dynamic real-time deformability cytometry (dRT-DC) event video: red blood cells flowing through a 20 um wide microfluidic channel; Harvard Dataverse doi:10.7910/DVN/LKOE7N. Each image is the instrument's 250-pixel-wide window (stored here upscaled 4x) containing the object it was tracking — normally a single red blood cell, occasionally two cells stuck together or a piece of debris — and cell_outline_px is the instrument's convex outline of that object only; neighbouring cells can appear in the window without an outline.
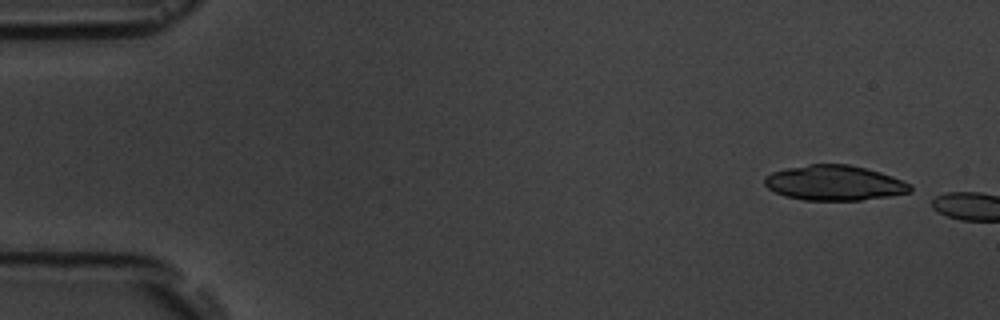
{"species": "common noctule bat (a hibernating species)", "species_latin": "Nyctalus noctula", "temperature_condition": "room temperature", "stored_images_in_passage": 2, "camera_frame_rate_fps": 3000, "um_per_image_px": 0.085, "animal": {"sex": "male", "body_mass_g": 19.5, "forearm_length_mm": 54.6}, "frame": {"image": 1, "passage_image": 1, "time_ms": 0.0, "image_size_px": [1000, 320], "cell_outline_px": [[912, 192], [888, 196], [860, 200], [804, 200], [784, 196], [768, 188], [764, 184], [764, 176], [772, 172], [788, 168], [808, 164], [848, 164], [880, 172], [892, 176], [912, 184]], "centroid_in_image_um": [70.92, 15.55], "position_along_channel_um": 14.1, "area_um2": 29.77}}